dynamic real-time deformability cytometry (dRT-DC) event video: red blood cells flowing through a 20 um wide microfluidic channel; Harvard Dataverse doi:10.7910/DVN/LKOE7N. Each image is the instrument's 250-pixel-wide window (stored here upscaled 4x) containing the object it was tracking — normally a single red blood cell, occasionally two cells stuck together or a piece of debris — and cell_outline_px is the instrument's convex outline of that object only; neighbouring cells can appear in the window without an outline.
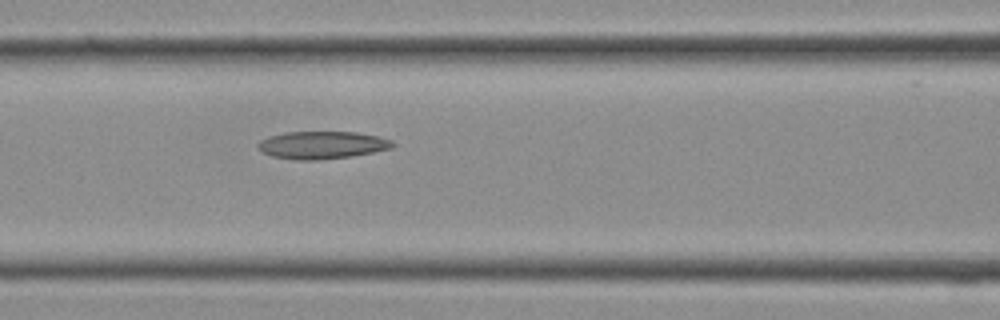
{"species": "Egyptian fruit bat (a non-hibernating species)", "species_latin": "Rousettus aegyptiacus", "temperature_condition": "cold", "stored_images_in_passage": 12, "camera_frame_rate_fps": 3000, "um_per_image_px": 0.085, "frame": {"image": 1, "passage_image": 12, "time_ms": 3.667, "image_size_px": [1000, 320], "cell_outline_px": [[396, 144], [392, 148], [352, 156], [320, 160], [296, 160], [272, 156], [256, 148], [256, 144], [260, 140], [268, 136], [284, 132], [356, 132], [376, 136], [392, 140]], "centroid_in_image_um": [27.34, 12.33], "position_along_channel_um": 139.3, "area_um2": 21.73}}